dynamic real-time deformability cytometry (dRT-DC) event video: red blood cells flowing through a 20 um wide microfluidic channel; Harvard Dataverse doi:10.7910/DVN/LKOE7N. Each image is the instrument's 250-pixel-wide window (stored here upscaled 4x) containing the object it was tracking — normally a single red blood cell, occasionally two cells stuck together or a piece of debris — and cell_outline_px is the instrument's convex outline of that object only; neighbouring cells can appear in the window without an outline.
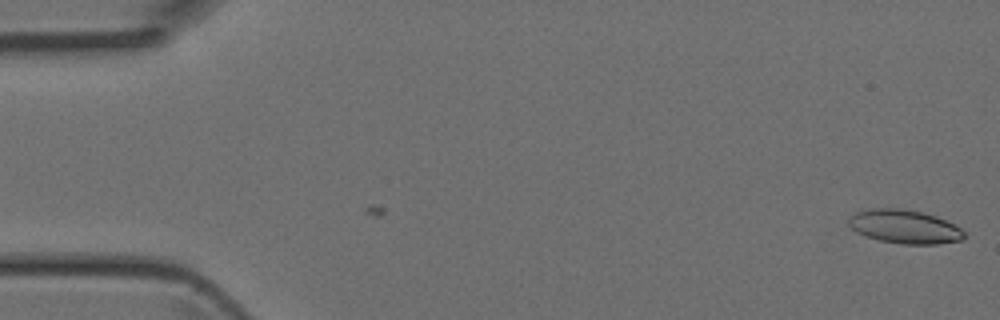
{"species": "Egyptian fruit bat (a non-hibernating species)", "species_latin": "Rousettus aegyptiacus", "temperature_condition": "room temperature", "stored_images_in_passage": 2, "camera_frame_rate_fps": 3000, "um_per_image_px": 0.085, "animal": {"sex": "female"}, "frame": {"image": 1, "passage_image": 2, "time_ms": 0.333, "image_size_px": [1000, 320], "cell_outline_px": [[968, 236], [964, 240], [936, 244], [904, 244], [880, 240], [864, 236], [856, 232], [848, 224], [848, 220], [856, 212], [872, 208], [900, 208], [920, 212], [936, 216], [960, 228]], "centroid_in_image_um": [76.9, 19.27], "position_along_channel_um": 8.1, "area_um2": 22.6}}